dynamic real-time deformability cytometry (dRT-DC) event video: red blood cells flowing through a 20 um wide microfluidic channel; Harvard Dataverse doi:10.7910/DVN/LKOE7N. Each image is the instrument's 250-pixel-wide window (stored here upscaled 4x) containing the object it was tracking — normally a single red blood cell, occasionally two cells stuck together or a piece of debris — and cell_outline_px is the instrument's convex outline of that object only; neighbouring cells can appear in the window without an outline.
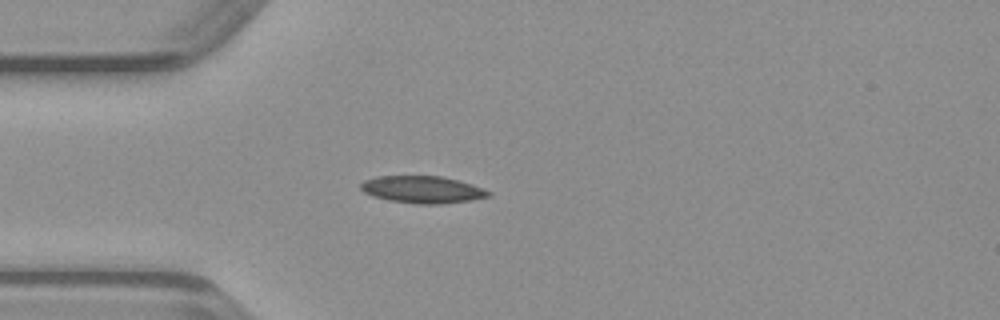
{"species": "common noctule bat (a hibernating species)", "species_latin": "Nyctalus noctula", "temperature_condition": "warm", "stored_images_in_passage": 36, "camera_frame_rate_fps": 3000, "um_per_image_px": 0.085, "animal": {"sex": "male", "body_mass_g": 23.1, "forearm_length_mm": 52.7}, "frame": {"image": 1, "passage_image": 1, "time_ms": 0.0, "image_size_px": [1000, 320], "cell_outline_px": [[492, 196], [472, 200], [436, 204], [420, 204], [388, 200], [372, 196], [364, 192], [360, 188], [360, 184], [364, 180], [376, 176], [444, 176], [460, 180], [484, 188], [492, 192]], "centroid_in_image_um": [35.94, 16.1], "position_along_channel_um": 49.1, "area_um2": 20.4}}
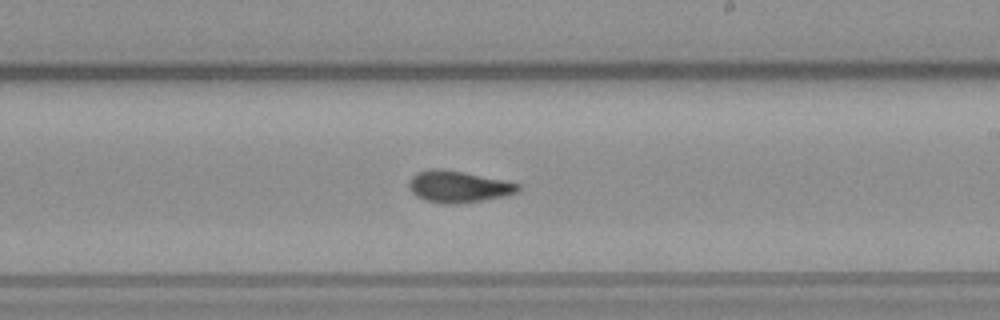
{"frame": {"image": 2, "passage_image": 16, "time_ms": 5.0, "image_size_px": [1000, 320], "cell_outline_px": [[520, 188], [516, 192], [484, 200], [456, 204], [444, 204], [424, 200], [416, 196], [408, 188], [408, 180], [416, 172], [432, 168], [464, 172], [520, 184]], "centroid_in_image_um": [38.87, 15.87], "position_along_channel_um": 250.1, "area_um2": 19.94}}
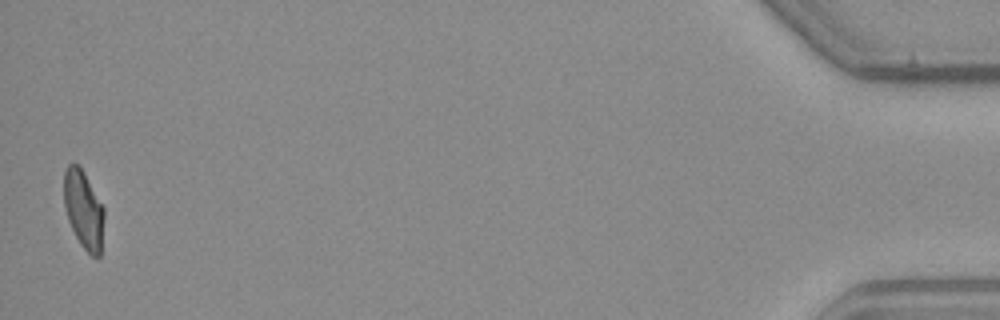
{"frame": {"image": 3, "passage_image": 36, "time_ms": 11.667, "image_size_px": [1000, 320], "cell_outline_px": [[104, 220], [100, 256], [92, 256], [80, 244], [68, 220], [64, 204], [64, 172], [68, 164], [76, 164], [84, 172], [104, 208]], "centroid_in_image_um": [7.11, 17.82], "position_along_channel_um": 428.1, "area_um2": 18.09}}